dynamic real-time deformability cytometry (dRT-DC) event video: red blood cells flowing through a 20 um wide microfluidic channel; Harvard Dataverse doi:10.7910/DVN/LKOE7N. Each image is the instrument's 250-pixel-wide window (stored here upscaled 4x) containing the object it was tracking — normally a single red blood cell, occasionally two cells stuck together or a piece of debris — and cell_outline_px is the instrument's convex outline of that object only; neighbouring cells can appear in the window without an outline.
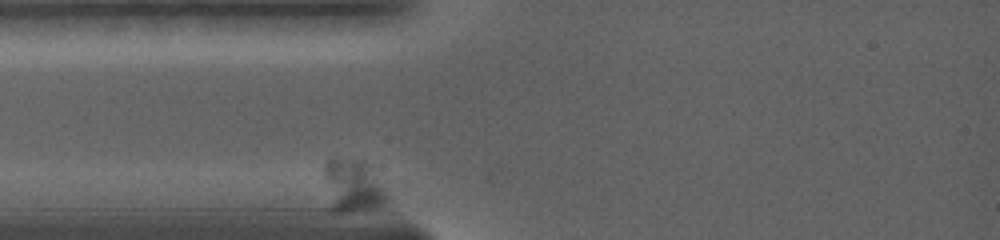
{"species": "common noctule bat (a hibernating species)", "species_latin": "Nyctalus noctula", "temperature_condition": "warm", "stored_images_in_passage": 48, "camera_frame_rate_fps": 5000, "um_per_image_px": 0.085, "animal": {"sex": "female", "body_mass_g": 19.0, "forearm_length_mm": 56.7}, "frame": {"image": 1, "passage_image": 1, "time_ms": 0.0, "image_size_px": [1000, 240], "cell_outline_px": [[384, 200], [380, 204], [352, 208], [332, 208], [324, 176], [324, 164], [332, 156], [364, 160], [368, 164], [384, 188]], "centroid_in_image_um": [29.92, 15.6], "position_along_channel_um": 55.1, "area_um2": 17.86}}
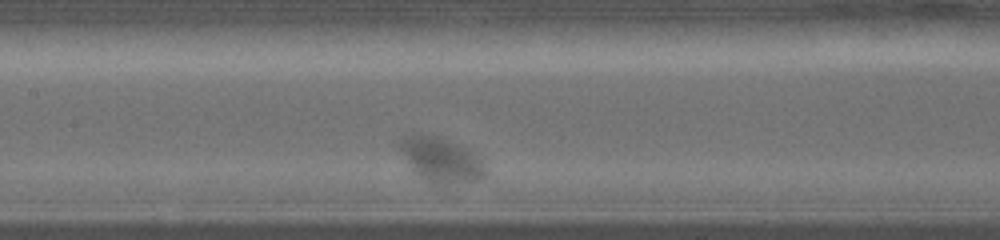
{"frame": {"image": 2, "passage_image": 25, "time_ms": 4.4, "image_size_px": [1000, 240], "cell_outline_px": [[484, 176], [472, 180], [444, 184], [436, 184], [420, 176], [412, 168], [396, 144], [396, 140], [412, 136], [436, 136], [456, 144], [464, 148], [476, 156], [480, 160], [484, 168]], "centroid_in_image_um": [37.42, 13.58], "position_along_channel_um": 170.0, "area_um2": 20.98}}
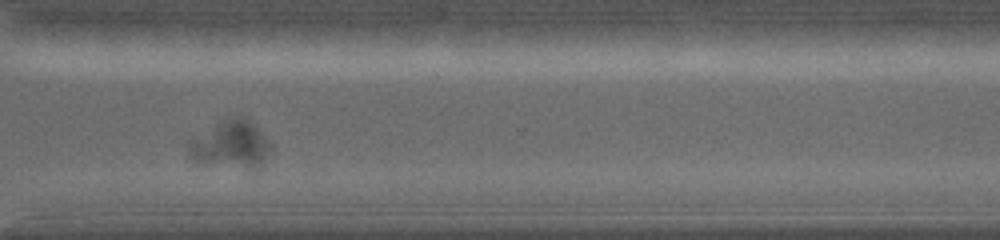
{"frame": {"image": 3, "passage_image": 40, "time_ms": 10.0, "image_size_px": [1000, 240], "cell_outline_px": [[272, 152], [264, 164], [260, 168], [252, 168], [204, 164], [192, 160], [188, 156], [188, 140], [216, 124], [224, 120], [244, 120], [256, 128], [272, 144]], "centroid_in_image_um": [19.61, 12.38], "position_along_channel_um": 351.0, "area_um2": 22.25}}